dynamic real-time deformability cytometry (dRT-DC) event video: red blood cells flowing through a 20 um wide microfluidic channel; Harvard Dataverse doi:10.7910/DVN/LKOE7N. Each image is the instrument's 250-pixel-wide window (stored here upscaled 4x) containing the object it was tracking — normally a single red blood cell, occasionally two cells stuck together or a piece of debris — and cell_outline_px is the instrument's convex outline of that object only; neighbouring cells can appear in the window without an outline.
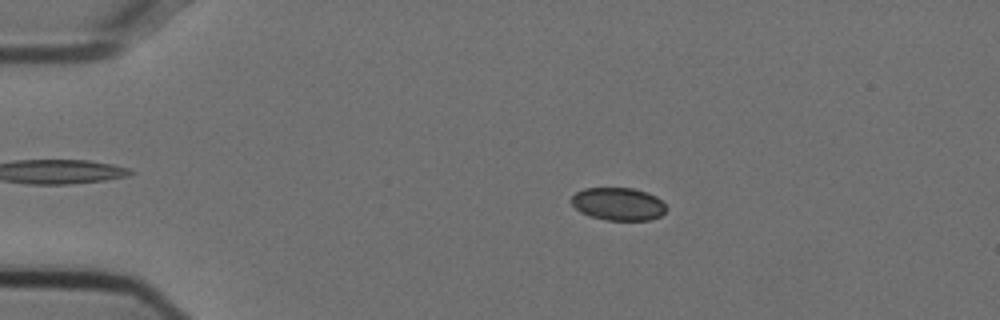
{"species": "Egyptian fruit bat (a non-hibernating species)", "species_latin": "Rousettus aegyptiacus", "temperature_condition": "cold", "stored_images_in_passage": 54, "camera_frame_rate_fps": 3000, "um_per_image_px": 0.085, "animal": {"sex": "female"}, "frame": {"image": 1, "passage_image": 11, "time_ms": 3.333, "image_size_px": [1000, 320], "cell_outline_px": [[668, 208], [660, 216], [648, 220], [608, 220], [588, 216], [580, 212], [572, 204], [572, 196], [576, 192], [584, 188], [632, 188], [648, 192], [656, 196]], "centroid_in_image_um": [52.55, 17.33], "position_along_channel_um": 32.4, "area_um2": 18.15}}
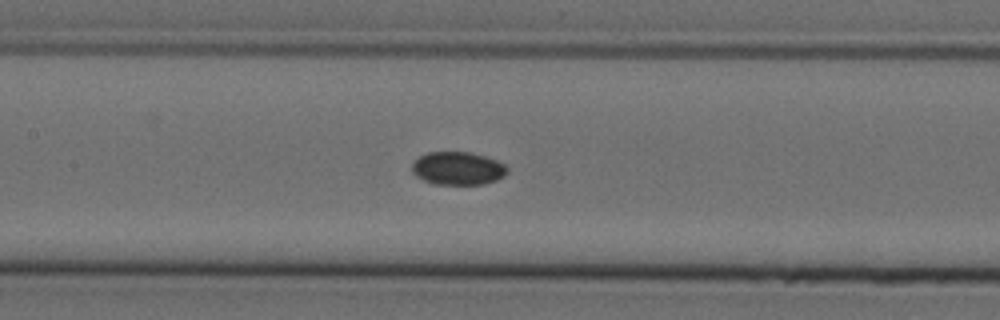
{"frame": {"image": 2, "passage_image": 26, "time_ms": 8.333, "image_size_px": [1000, 320], "cell_outline_px": [[508, 172], [504, 176], [496, 180], [484, 184], [432, 184], [416, 176], [412, 172], [412, 164], [420, 156], [428, 152], [472, 152], [496, 160], [504, 164], [508, 168]], "centroid_in_image_um": [38.92, 14.31], "position_along_channel_um": 168.5, "area_um2": 18.38}}
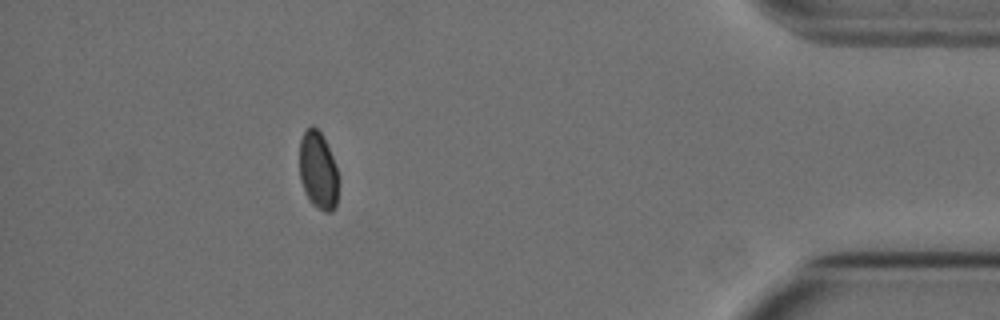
{"frame": {"image": 3, "passage_image": 49, "time_ms": 16.0, "image_size_px": [1000, 320], "cell_outline_px": [[340, 180], [336, 208], [332, 212], [324, 212], [316, 208], [308, 200], [300, 180], [300, 140], [304, 132], [312, 124], [320, 132], [332, 156]], "centroid_in_image_um": [27.06, 14.56], "position_along_channel_um": 408.1, "area_um2": 17.92}}